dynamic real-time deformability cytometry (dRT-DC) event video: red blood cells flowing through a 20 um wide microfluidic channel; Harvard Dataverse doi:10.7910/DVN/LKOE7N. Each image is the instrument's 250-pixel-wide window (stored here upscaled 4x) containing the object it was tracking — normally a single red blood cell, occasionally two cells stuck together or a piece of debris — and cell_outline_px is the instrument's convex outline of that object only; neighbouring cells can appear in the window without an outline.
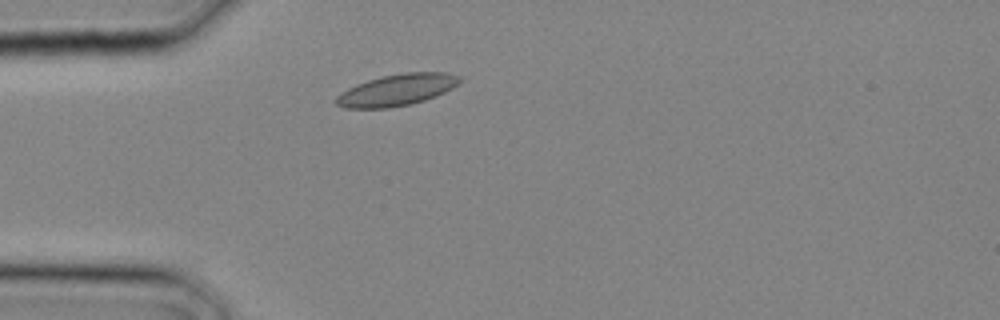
{"species": "common noctule bat (a hibernating species)", "species_latin": "Nyctalus noctula", "temperature_condition": "cold", "stored_images_in_passage": 2, "camera_frame_rate_fps": 3000, "um_per_image_px": 0.085, "animal": {"sex": "male", "body_mass_g": 20.4}, "frame": {"image": 1, "passage_image": 2, "time_ms": 0.333, "image_size_px": [1000, 320], "cell_outline_px": [[464, 80], [452, 88], [436, 96], [412, 104], [388, 108], [344, 108], [336, 104], [332, 100], [340, 92], [356, 84], [380, 76], [404, 72], [448, 72], [460, 76]], "centroid_in_image_um": [33.73, 7.64], "position_along_channel_um": 51.3, "area_um2": 23.06}}